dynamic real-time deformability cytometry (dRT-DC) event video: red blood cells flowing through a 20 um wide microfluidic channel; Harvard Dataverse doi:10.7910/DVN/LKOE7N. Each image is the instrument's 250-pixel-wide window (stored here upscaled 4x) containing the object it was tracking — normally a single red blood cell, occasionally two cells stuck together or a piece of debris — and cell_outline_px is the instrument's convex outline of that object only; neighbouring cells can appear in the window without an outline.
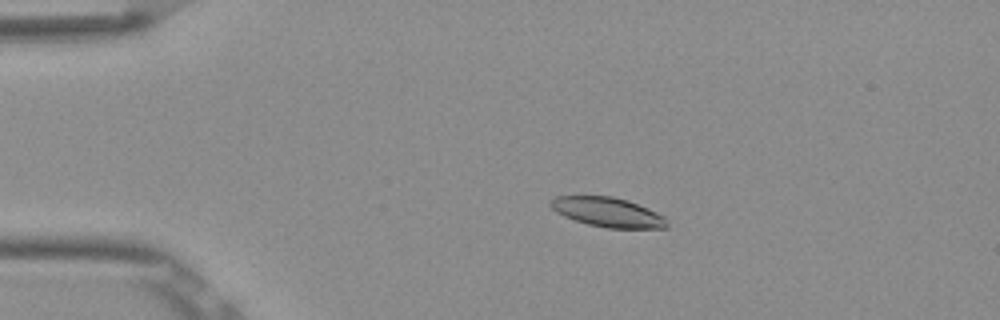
{"species": "Egyptian fruit bat (a non-hibernating species)", "species_latin": "Rousettus aegyptiacus", "temperature_condition": "room temperature", "stored_images_in_passage": 54, "camera_frame_rate_fps": 3000, "um_per_image_px": 0.085, "frame": {"image": 1, "passage_image": 12, "time_ms": 3.667, "image_size_px": [1000, 320], "cell_outline_px": [[668, 228], [608, 228], [588, 224], [564, 216], [556, 212], [548, 204], [548, 200], [556, 196], [612, 196], [628, 200], [648, 208], [664, 216], [668, 220]], "centroid_in_image_um": [51.66, 18.03], "position_along_channel_um": 33.3, "area_um2": 20.11}}
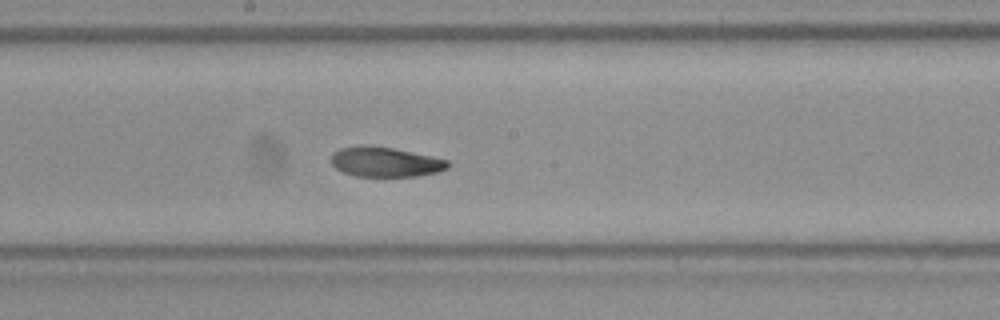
{"frame": {"image": 2, "passage_image": 30, "time_ms": 9.667, "image_size_px": [1000, 320], "cell_outline_px": [[448, 168], [440, 172], [416, 176], [356, 176], [344, 172], [336, 168], [332, 164], [332, 152], [340, 148], [360, 144], [392, 148], [432, 156], [448, 160]], "centroid_in_image_um": [32.74, 13.76], "position_along_channel_um": 215.5, "area_um2": 20.29}}
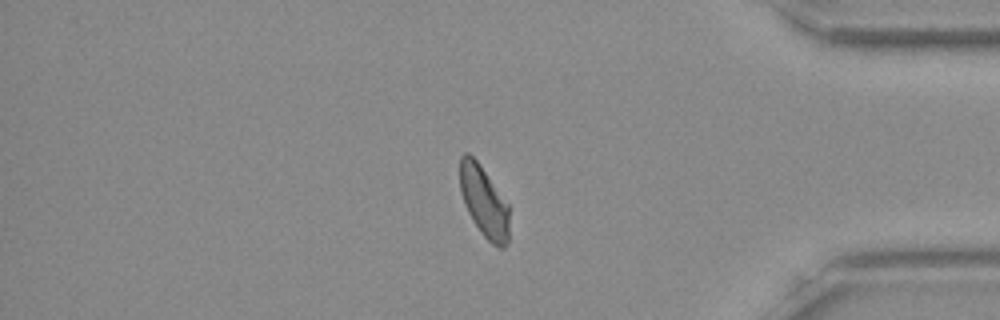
{"frame": {"image": 3, "passage_image": 46, "time_ms": 15.0, "image_size_px": [1000, 320], "cell_outline_px": [[508, 244], [504, 248], [500, 248], [492, 244], [480, 232], [472, 220], [464, 204], [460, 192], [460, 156], [464, 152], [468, 152], [476, 160], [508, 204]], "centroid_in_image_um": [41.12, 17.16], "position_along_channel_um": 394.1, "area_um2": 20.23}, "authors_computed_cell_mechanics": {"area_um2": 20.808, "velocity_mm_per_s": 3.8434, "shape_relaxation_time_tau1_ms": 4.7827, "shape_relaxation_time_tau2_ms": 5.2503, "deformation_change_tau1": 0.1236, "deformation_change_tau2": 0.0796}}